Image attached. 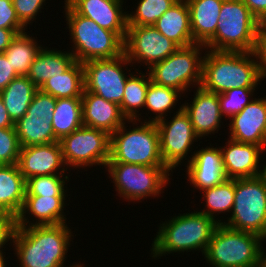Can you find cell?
<instances>
[{
	"label": "cell",
	"mask_w": 266,
	"mask_h": 267,
	"mask_svg": "<svg viewBox=\"0 0 266 267\" xmlns=\"http://www.w3.org/2000/svg\"><path fill=\"white\" fill-rule=\"evenodd\" d=\"M46 0H12L19 21L27 27L35 19ZM28 24V25H27Z\"/></svg>",
	"instance_id": "cell-39"
},
{
	"label": "cell",
	"mask_w": 266,
	"mask_h": 267,
	"mask_svg": "<svg viewBox=\"0 0 266 267\" xmlns=\"http://www.w3.org/2000/svg\"><path fill=\"white\" fill-rule=\"evenodd\" d=\"M123 2L124 0H70L67 4L77 14L94 20L101 28L115 32L125 41L127 12H123Z\"/></svg>",
	"instance_id": "cell-18"
},
{
	"label": "cell",
	"mask_w": 266,
	"mask_h": 267,
	"mask_svg": "<svg viewBox=\"0 0 266 267\" xmlns=\"http://www.w3.org/2000/svg\"><path fill=\"white\" fill-rule=\"evenodd\" d=\"M254 53L258 62V70L261 79L266 78V32L261 28L257 35Z\"/></svg>",
	"instance_id": "cell-41"
},
{
	"label": "cell",
	"mask_w": 266,
	"mask_h": 267,
	"mask_svg": "<svg viewBox=\"0 0 266 267\" xmlns=\"http://www.w3.org/2000/svg\"><path fill=\"white\" fill-rule=\"evenodd\" d=\"M57 99L38 89L26 114L15 123L21 147L58 142L52 119Z\"/></svg>",
	"instance_id": "cell-13"
},
{
	"label": "cell",
	"mask_w": 266,
	"mask_h": 267,
	"mask_svg": "<svg viewBox=\"0 0 266 267\" xmlns=\"http://www.w3.org/2000/svg\"><path fill=\"white\" fill-rule=\"evenodd\" d=\"M105 169L119 197L127 201L139 202L147 197H158L170 183L171 170L168 167L107 163Z\"/></svg>",
	"instance_id": "cell-9"
},
{
	"label": "cell",
	"mask_w": 266,
	"mask_h": 267,
	"mask_svg": "<svg viewBox=\"0 0 266 267\" xmlns=\"http://www.w3.org/2000/svg\"><path fill=\"white\" fill-rule=\"evenodd\" d=\"M21 145L15 128H0V165L17 164Z\"/></svg>",
	"instance_id": "cell-38"
},
{
	"label": "cell",
	"mask_w": 266,
	"mask_h": 267,
	"mask_svg": "<svg viewBox=\"0 0 266 267\" xmlns=\"http://www.w3.org/2000/svg\"><path fill=\"white\" fill-rule=\"evenodd\" d=\"M69 1H70V0H65V1H64V2H65L64 4H67Z\"/></svg>",
	"instance_id": "cell-52"
},
{
	"label": "cell",
	"mask_w": 266,
	"mask_h": 267,
	"mask_svg": "<svg viewBox=\"0 0 266 267\" xmlns=\"http://www.w3.org/2000/svg\"><path fill=\"white\" fill-rule=\"evenodd\" d=\"M196 88L193 101L190 102L191 104L186 102L182 104V109L189 116L195 134L201 139L218 132L223 115L218 94L207 91L201 86Z\"/></svg>",
	"instance_id": "cell-19"
},
{
	"label": "cell",
	"mask_w": 266,
	"mask_h": 267,
	"mask_svg": "<svg viewBox=\"0 0 266 267\" xmlns=\"http://www.w3.org/2000/svg\"><path fill=\"white\" fill-rule=\"evenodd\" d=\"M15 227V218L9 215L0 223V252L3 251L2 248H4L8 241H10V244L12 243V235Z\"/></svg>",
	"instance_id": "cell-43"
},
{
	"label": "cell",
	"mask_w": 266,
	"mask_h": 267,
	"mask_svg": "<svg viewBox=\"0 0 266 267\" xmlns=\"http://www.w3.org/2000/svg\"><path fill=\"white\" fill-rule=\"evenodd\" d=\"M65 174H52L47 176H33L26 180L25 195L38 196H67L65 190L66 180L69 176Z\"/></svg>",
	"instance_id": "cell-36"
},
{
	"label": "cell",
	"mask_w": 266,
	"mask_h": 267,
	"mask_svg": "<svg viewBox=\"0 0 266 267\" xmlns=\"http://www.w3.org/2000/svg\"><path fill=\"white\" fill-rule=\"evenodd\" d=\"M220 223L199 211L179 214L160 224L153 239L151 255L155 259L165 254L201 251L207 246Z\"/></svg>",
	"instance_id": "cell-3"
},
{
	"label": "cell",
	"mask_w": 266,
	"mask_h": 267,
	"mask_svg": "<svg viewBox=\"0 0 266 267\" xmlns=\"http://www.w3.org/2000/svg\"><path fill=\"white\" fill-rule=\"evenodd\" d=\"M262 24L266 20V0H242Z\"/></svg>",
	"instance_id": "cell-44"
},
{
	"label": "cell",
	"mask_w": 266,
	"mask_h": 267,
	"mask_svg": "<svg viewBox=\"0 0 266 267\" xmlns=\"http://www.w3.org/2000/svg\"><path fill=\"white\" fill-rule=\"evenodd\" d=\"M65 20L74 43L71 53L80 63L113 59L124 53V41L113 31L101 28L94 20L77 14L65 4Z\"/></svg>",
	"instance_id": "cell-6"
},
{
	"label": "cell",
	"mask_w": 266,
	"mask_h": 267,
	"mask_svg": "<svg viewBox=\"0 0 266 267\" xmlns=\"http://www.w3.org/2000/svg\"><path fill=\"white\" fill-rule=\"evenodd\" d=\"M71 233L66 223L15 227L12 244L20 267H64ZM70 267L85 266L73 264Z\"/></svg>",
	"instance_id": "cell-1"
},
{
	"label": "cell",
	"mask_w": 266,
	"mask_h": 267,
	"mask_svg": "<svg viewBox=\"0 0 266 267\" xmlns=\"http://www.w3.org/2000/svg\"><path fill=\"white\" fill-rule=\"evenodd\" d=\"M83 126L82 99L57 98L52 128L58 141Z\"/></svg>",
	"instance_id": "cell-30"
},
{
	"label": "cell",
	"mask_w": 266,
	"mask_h": 267,
	"mask_svg": "<svg viewBox=\"0 0 266 267\" xmlns=\"http://www.w3.org/2000/svg\"><path fill=\"white\" fill-rule=\"evenodd\" d=\"M76 62L73 54L47 47L38 52L26 75L39 89L49 78L63 74Z\"/></svg>",
	"instance_id": "cell-26"
},
{
	"label": "cell",
	"mask_w": 266,
	"mask_h": 267,
	"mask_svg": "<svg viewBox=\"0 0 266 267\" xmlns=\"http://www.w3.org/2000/svg\"><path fill=\"white\" fill-rule=\"evenodd\" d=\"M255 88H236L218 94L221 114L230 119L235 114L242 111L251 101ZM253 93V94H252ZM252 97V99H250Z\"/></svg>",
	"instance_id": "cell-37"
},
{
	"label": "cell",
	"mask_w": 266,
	"mask_h": 267,
	"mask_svg": "<svg viewBox=\"0 0 266 267\" xmlns=\"http://www.w3.org/2000/svg\"><path fill=\"white\" fill-rule=\"evenodd\" d=\"M0 28L26 29L17 17L12 0H0Z\"/></svg>",
	"instance_id": "cell-40"
},
{
	"label": "cell",
	"mask_w": 266,
	"mask_h": 267,
	"mask_svg": "<svg viewBox=\"0 0 266 267\" xmlns=\"http://www.w3.org/2000/svg\"><path fill=\"white\" fill-rule=\"evenodd\" d=\"M37 90L27 76L20 75L0 92L5 108L14 123L26 114Z\"/></svg>",
	"instance_id": "cell-28"
},
{
	"label": "cell",
	"mask_w": 266,
	"mask_h": 267,
	"mask_svg": "<svg viewBox=\"0 0 266 267\" xmlns=\"http://www.w3.org/2000/svg\"><path fill=\"white\" fill-rule=\"evenodd\" d=\"M229 121V139L266 150V96L254 98Z\"/></svg>",
	"instance_id": "cell-16"
},
{
	"label": "cell",
	"mask_w": 266,
	"mask_h": 267,
	"mask_svg": "<svg viewBox=\"0 0 266 267\" xmlns=\"http://www.w3.org/2000/svg\"><path fill=\"white\" fill-rule=\"evenodd\" d=\"M261 23L242 0H223L215 35L204 45L215 51L254 52Z\"/></svg>",
	"instance_id": "cell-4"
},
{
	"label": "cell",
	"mask_w": 266,
	"mask_h": 267,
	"mask_svg": "<svg viewBox=\"0 0 266 267\" xmlns=\"http://www.w3.org/2000/svg\"><path fill=\"white\" fill-rule=\"evenodd\" d=\"M41 46L35 38L30 37V34L24 31L12 39L4 54L14 70L19 75L26 76L35 57L42 49Z\"/></svg>",
	"instance_id": "cell-31"
},
{
	"label": "cell",
	"mask_w": 266,
	"mask_h": 267,
	"mask_svg": "<svg viewBox=\"0 0 266 267\" xmlns=\"http://www.w3.org/2000/svg\"><path fill=\"white\" fill-rule=\"evenodd\" d=\"M81 99L83 126L100 129L111 135L127 121L120 106L114 102L88 91H83Z\"/></svg>",
	"instance_id": "cell-23"
},
{
	"label": "cell",
	"mask_w": 266,
	"mask_h": 267,
	"mask_svg": "<svg viewBox=\"0 0 266 267\" xmlns=\"http://www.w3.org/2000/svg\"><path fill=\"white\" fill-rule=\"evenodd\" d=\"M257 60L254 52L207 49L203 58L200 86L216 94L236 88H257L262 80Z\"/></svg>",
	"instance_id": "cell-2"
},
{
	"label": "cell",
	"mask_w": 266,
	"mask_h": 267,
	"mask_svg": "<svg viewBox=\"0 0 266 267\" xmlns=\"http://www.w3.org/2000/svg\"><path fill=\"white\" fill-rule=\"evenodd\" d=\"M144 123L127 120L134 124L127 129L126 121L110 135V159L107 163L141 164L145 166L167 167L161 157L159 133L154 122ZM135 122V123H134ZM142 123L140 126L138 123Z\"/></svg>",
	"instance_id": "cell-5"
},
{
	"label": "cell",
	"mask_w": 266,
	"mask_h": 267,
	"mask_svg": "<svg viewBox=\"0 0 266 267\" xmlns=\"http://www.w3.org/2000/svg\"><path fill=\"white\" fill-rule=\"evenodd\" d=\"M3 253H5V252H0V267H6V265L7 264H5V262H7L6 261V259H4V257H5V254L3 255Z\"/></svg>",
	"instance_id": "cell-49"
},
{
	"label": "cell",
	"mask_w": 266,
	"mask_h": 267,
	"mask_svg": "<svg viewBox=\"0 0 266 267\" xmlns=\"http://www.w3.org/2000/svg\"><path fill=\"white\" fill-rule=\"evenodd\" d=\"M0 128H15V123L10 118L0 96Z\"/></svg>",
	"instance_id": "cell-46"
},
{
	"label": "cell",
	"mask_w": 266,
	"mask_h": 267,
	"mask_svg": "<svg viewBox=\"0 0 266 267\" xmlns=\"http://www.w3.org/2000/svg\"><path fill=\"white\" fill-rule=\"evenodd\" d=\"M65 168L106 167L110 159V135L100 129L82 126L59 141ZM69 165V166H68Z\"/></svg>",
	"instance_id": "cell-11"
},
{
	"label": "cell",
	"mask_w": 266,
	"mask_h": 267,
	"mask_svg": "<svg viewBox=\"0 0 266 267\" xmlns=\"http://www.w3.org/2000/svg\"><path fill=\"white\" fill-rule=\"evenodd\" d=\"M17 165L25 181L33 176L65 174L67 171L59 141L21 147Z\"/></svg>",
	"instance_id": "cell-17"
},
{
	"label": "cell",
	"mask_w": 266,
	"mask_h": 267,
	"mask_svg": "<svg viewBox=\"0 0 266 267\" xmlns=\"http://www.w3.org/2000/svg\"><path fill=\"white\" fill-rule=\"evenodd\" d=\"M84 91L102 97L118 105L122 103L127 76L124 66L131 62L125 53L113 59L91 60L84 62ZM123 67V68H122Z\"/></svg>",
	"instance_id": "cell-12"
},
{
	"label": "cell",
	"mask_w": 266,
	"mask_h": 267,
	"mask_svg": "<svg viewBox=\"0 0 266 267\" xmlns=\"http://www.w3.org/2000/svg\"><path fill=\"white\" fill-rule=\"evenodd\" d=\"M262 165H260V169H259V173H258V177L266 184V164L263 165V167H261ZM263 168V169H261Z\"/></svg>",
	"instance_id": "cell-47"
},
{
	"label": "cell",
	"mask_w": 266,
	"mask_h": 267,
	"mask_svg": "<svg viewBox=\"0 0 266 267\" xmlns=\"http://www.w3.org/2000/svg\"><path fill=\"white\" fill-rule=\"evenodd\" d=\"M193 41L205 45L216 33L223 0H186Z\"/></svg>",
	"instance_id": "cell-24"
},
{
	"label": "cell",
	"mask_w": 266,
	"mask_h": 267,
	"mask_svg": "<svg viewBox=\"0 0 266 267\" xmlns=\"http://www.w3.org/2000/svg\"><path fill=\"white\" fill-rule=\"evenodd\" d=\"M177 1L178 0H140L135 11L127 13V26L153 25Z\"/></svg>",
	"instance_id": "cell-35"
},
{
	"label": "cell",
	"mask_w": 266,
	"mask_h": 267,
	"mask_svg": "<svg viewBox=\"0 0 266 267\" xmlns=\"http://www.w3.org/2000/svg\"><path fill=\"white\" fill-rule=\"evenodd\" d=\"M264 240L257 234L234 230L220 223L204 258L212 267H260Z\"/></svg>",
	"instance_id": "cell-7"
},
{
	"label": "cell",
	"mask_w": 266,
	"mask_h": 267,
	"mask_svg": "<svg viewBox=\"0 0 266 267\" xmlns=\"http://www.w3.org/2000/svg\"><path fill=\"white\" fill-rule=\"evenodd\" d=\"M153 26L178 47L195 44L190 27V12L186 0H178Z\"/></svg>",
	"instance_id": "cell-25"
},
{
	"label": "cell",
	"mask_w": 266,
	"mask_h": 267,
	"mask_svg": "<svg viewBox=\"0 0 266 267\" xmlns=\"http://www.w3.org/2000/svg\"><path fill=\"white\" fill-rule=\"evenodd\" d=\"M8 216V214L0 208V223Z\"/></svg>",
	"instance_id": "cell-50"
},
{
	"label": "cell",
	"mask_w": 266,
	"mask_h": 267,
	"mask_svg": "<svg viewBox=\"0 0 266 267\" xmlns=\"http://www.w3.org/2000/svg\"><path fill=\"white\" fill-rule=\"evenodd\" d=\"M140 74V75H139ZM136 76L129 73L127 78L122 103L119 105L123 116L127 120L140 121L139 109L143 108L146 100V91L151 82L148 71L142 74L141 71Z\"/></svg>",
	"instance_id": "cell-32"
},
{
	"label": "cell",
	"mask_w": 266,
	"mask_h": 267,
	"mask_svg": "<svg viewBox=\"0 0 266 267\" xmlns=\"http://www.w3.org/2000/svg\"><path fill=\"white\" fill-rule=\"evenodd\" d=\"M264 247H262L261 250V259H260V267H266V253H265V249H263Z\"/></svg>",
	"instance_id": "cell-48"
},
{
	"label": "cell",
	"mask_w": 266,
	"mask_h": 267,
	"mask_svg": "<svg viewBox=\"0 0 266 267\" xmlns=\"http://www.w3.org/2000/svg\"><path fill=\"white\" fill-rule=\"evenodd\" d=\"M221 223L266 240V184L258 176L235 179L232 214Z\"/></svg>",
	"instance_id": "cell-8"
},
{
	"label": "cell",
	"mask_w": 266,
	"mask_h": 267,
	"mask_svg": "<svg viewBox=\"0 0 266 267\" xmlns=\"http://www.w3.org/2000/svg\"><path fill=\"white\" fill-rule=\"evenodd\" d=\"M210 146H206L205 149L202 147L196 153L194 151L186 166L188 181L193 187L200 189L199 191L214 187L227 179L220 147L214 148L211 144Z\"/></svg>",
	"instance_id": "cell-21"
},
{
	"label": "cell",
	"mask_w": 266,
	"mask_h": 267,
	"mask_svg": "<svg viewBox=\"0 0 266 267\" xmlns=\"http://www.w3.org/2000/svg\"><path fill=\"white\" fill-rule=\"evenodd\" d=\"M261 28L266 32V20L261 24Z\"/></svg>",
	"instance_id": "cell-51"
},
{
	"label": "cell",
	"mask_w": 266,
	"mask_h": 267,
	"mask_svg": "<svg viewBox=\"0 0 266 267\" xmlns=\"http://www.w3.org/2000/svg\"><path fill=\"white\" fill-rule=\"evenodd\" d=\"M25 184L17 164L0 166V208L15 219L24 205Z\"/></svg>",
	"instance_id": "cell-27"
},
{
	"label": "cell",
	"mask_w": 266,
	"mask_h": 267,
	"mask_svg": "<svg viewBox=\"0 0 266 267\" xmlns=\"http://www.w3.org/2000/svg\"><path fill=\"white\" fill-rule=\"evenodd\" d=\"M225 146L220 147V150L226 178L238 179L258 176L260 157L266 150L255 144L241 143L232 139H228Z\"/></svg>",
	"instance_id": "cell-20"
},
{
	"label": "cell",
	"mask_w": 266,
	"mask_h": 267,
	"mask_svg": "<svg viewBox=\"0 0 266 267\" xmlns=\"http://www.w3.org/2000/svg\"><path fill=\"white\" fill-rule=\"evenodd\" d=\"M207 48L200 43L179 47L174 53L161 62L153 64L149 70L153 83L170 87L185 93L191 85L200 86L202 80V50ZM201 52V53H200Z\"/></svg>",
	"instance_id": "cell-10"
},
{
	"label": "cell",
	"mask_w": 266,
	"mask_h": 267,
	"mask_svg": "<svg viewBox=\"0 0 266 267\" xmlns=\"http://www.w3.org/2000/svg\"><path fill=\"white\" fill-rule=\"evenodd\" d=\"M178 48L153 25L127 26L124 53L132 64L144 63L149 69L153 64L166 59Z\"/></svg>",
	"instance_id": "cell-15"
},
{
	"label": "cell",
	"mask_w": 266,
	"mask_h": 267,
	"mask_svg": "<svg viewBox=\"0 0 266 267\" xmlns=\"http://www.w3.org/2000/svg\"><path fill=\"white\" fill-rule=\"evenodd\" d=\"M39 89L56 99L81 98L84 91L83 64L76 61L63 74L49 78Z\"/></svg>",
	"instance_id": "cell-29"
},
{
	"label": "cell",
	"mask_w": 266,
	"mask_h": 267,
	"mask_svg": "<svg viewBox=\"0 0 266 267\" xmlns=\"http://www.w3.org/2000/svg\"><path fill=\"white\" fill-rule=\"evenodd\" d=\"M160 153L164 164L172 170L187 159L192 144L200 139L194 132L189 116L182 109L168 122L165 118L157 121Z\"/></svg>",
	"instance_id": "cell-14"
},
{
	"label": "cell",
	"mask_w": 266,
	"mask_h": 267,
	"mask_svg": "<svg viewBox=\"0 0 266 267\" xmlns=\"http://www.w3.org/2000/svg\"><path fill=\"white\" fill-rule=\"evenodd\" d=\"M179 92L176 89L160 86L151 81L146 91L144 109L146 108L156 115L152 119L149 118L148 122L156 123L168 116L166 113L168 114L171 109H174L178 98L181 97L182 93Z\"/></svg>",
	"instance_id": "cell-34"
},
{
	"label": "cell",
	"mask_w": 266,
	"mask_h": 267,
	"mask_svg": "<svg viewBox=\"0 0 266 267\" xmlns=\"http://www.w3.org/2000/svg\"><path fill=\"white\" fill-rule=\"evenodd\" d=\"M20 76L11 66L4 53H0V92L16 77Z\"/></svg>",
	"instance_id": "cell-42"
},
{
	"label": "cell",
	"mask_w": 266,
	"mask_h": 267,
	"mask_svg": "<svg viewBox=\"0 0 266 267\" xmlns=\"http://www.w3.org/2000/svg\"><path fill=\"white\" fill-rule=\"evenodd\" d=\"M67 196H38L25 195V201L20 214L16 217V227L44 226V225H59L66 223L64 217L65 198ZM26 214L36 218V222L29 223ZM38 220V221H37ZM29 223V225H28Z\"/></svg>",
	"instance_id": "cell-22"
},
{
	"label": "cell",
	"mask_w": 266,
	"mask_h": 267,
	"mask_svg": "<svg viewBox=\"0 0 266 267\" xmlns=\"http://www.w3.org/2000/svg\"><path fill=\"white\" fill-rule=\"evenodd\" d=\"M25 29H5L0 28V53H4L10 45L12 39L19 33L24 32Z\"/></svg>",
	"instance_id": "cell-45"
},
{
	"label": "cell",
	"mask_w": 266,
	"mask_h": 267,
	"mask_svg": "<svg viewBox=\"0 0 266 267\" xmlns=\"http://www.w3.org/2000/svg\"><path fill=\"white\" fill-rule=\"evenodd\" d=\"M206 202V209L199 211L221 223L222 219L216 218L221 212H232L235 195V179L227 178L222 183L202 190ZM217 213V214H216Z\"/></svg>",
	"instance_id": "cell-33"
}]
</instances>
